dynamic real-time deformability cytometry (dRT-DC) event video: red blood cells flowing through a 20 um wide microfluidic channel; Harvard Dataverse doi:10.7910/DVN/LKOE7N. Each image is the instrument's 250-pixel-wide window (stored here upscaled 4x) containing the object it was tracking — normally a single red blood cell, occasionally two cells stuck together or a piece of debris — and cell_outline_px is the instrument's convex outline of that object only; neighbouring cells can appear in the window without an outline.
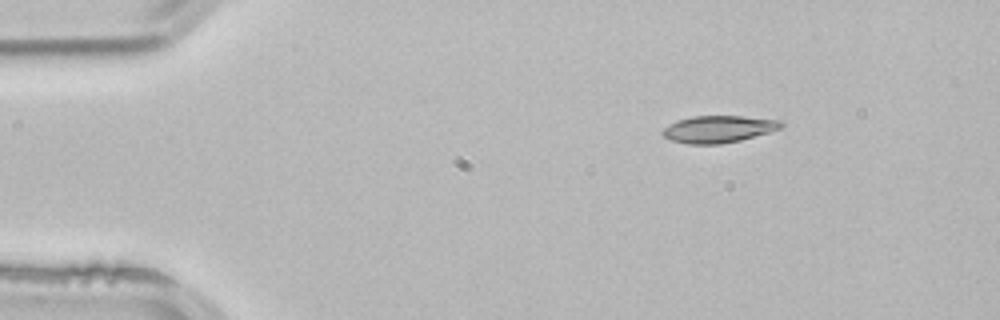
{"species": "common noctule bat (a hibernating species)", "species_latin": "Nyctalus noctula", "temperature_condition": "room temperature", "stored_images_in_passage": 3, "camera_frame_rate_fps": 3000, "um_per_image_px": 0.085, "animal": {"sex": "male", "body_mass_g": 21.5, "forearm_length_mm": 52.0}, "frame": {"image": 1, "passage_image": 1, "time_ms": 0.0, "image_size_px": [1000, 320], "cell_outline_px": [[784, 124], [780, 128], [768, 132], [740, 140], [720, 144], [688, 144], [672, 140], [664, 136], [660, 132], [668, 124], [676, 120], [692, 116], [740, 116], [784, 120]], "centroid_in_image_um": [61.05, 10.96], "position_along_channel_um": 23.9, "area_um2": 18.67}}
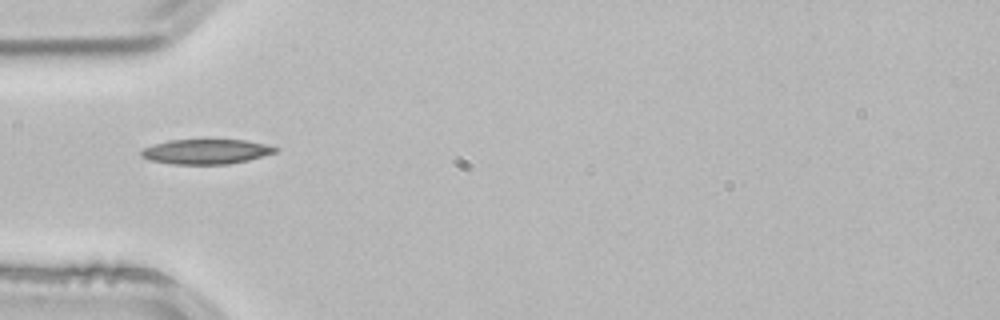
{"frame": {"image": 2, "passage_image": 3, "time_ms": 0.667, "image_size_px": [1000, 320], "cell_outline_px": [[280, 148], [276, 152], [248, 160], [228, 164], [172, 164], [148, 160], [140, 156], [140, 152], [144, 148], [168, 140], [244, 140], [268, 144]], "centroid_in_image_um": [17.53, 12.89], "position_along_channel_um": 67.5, "area_um2": 19.42}}